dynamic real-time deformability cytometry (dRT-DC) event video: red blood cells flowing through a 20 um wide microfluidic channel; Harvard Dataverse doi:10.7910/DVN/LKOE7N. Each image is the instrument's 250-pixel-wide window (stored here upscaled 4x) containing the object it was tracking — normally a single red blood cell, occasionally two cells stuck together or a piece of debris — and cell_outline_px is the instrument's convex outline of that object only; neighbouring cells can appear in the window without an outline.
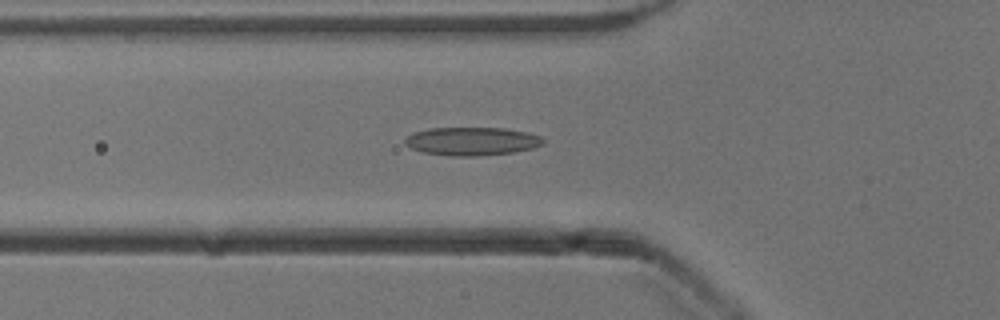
{"species": "common noctule bat (a hibernating species)", "species_latin": "Nyctalus noctula", "temperature_condition": "cold", "stored_images_in_passage": 52, "camera_frame_rate_fps": 3000, "um_per_image_px": 0.085, "animal": {"sex": "male", "body_mass_g": 13.3}, "frame": {"image": 1, "passage_image": 18, "time_ms": 5.667, "image_size_px": [1000, 320], "cell_outline_px": [[544, 144], [532, 148], [512, 152], [476, 156], [448, 156], [424, 152], [412, 148], [404, 144], [404, 140], [412, 132], [428, 128], [504, 128], [524, 132], [540, 136], [544, 140]], "centroid_in_image_um": [40.07, 12.0], "position_along_channel_um": 85.7, "area_um2": 22.66}}
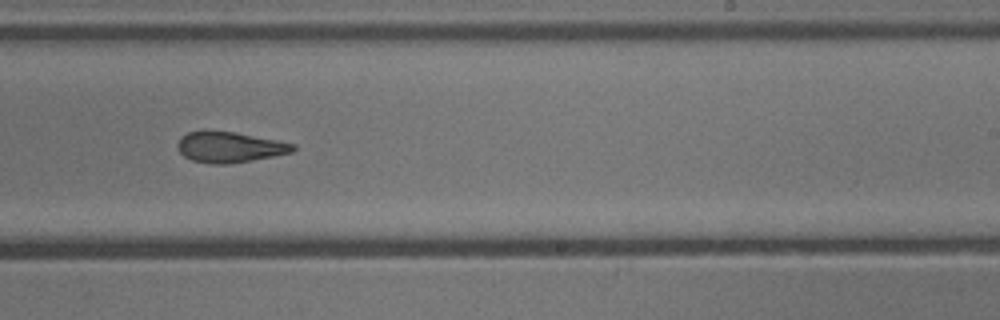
{"frame": {"image": 2, "passage_image": 32, "time_ms": 10.333, "image_size_px": [1000, 320], "cell_outline_px": [[296, 148], [292, 152], [272, 156], [228, 164], [212, 164], [192, 160], [184, 156], [180, 152], [176, 144], [180, 136], [188, 132], [236, 132], [296, 144]], "centroid_in_image_um": [19.51, 12.51], "position_along_channel_um": 269.5, "area_um2": 20.29}}
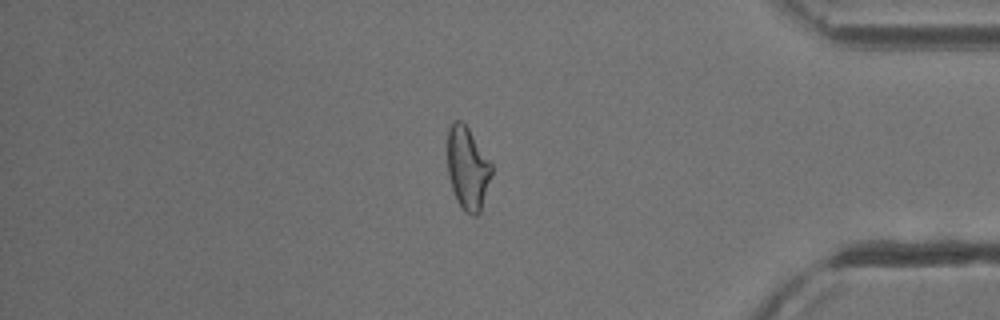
{"frame": {"image": 3, "passage_image": 44, "time_ms": 14.333, "image_size_px": [1000, 320], "cell_outline_px": [[492, 172], [480, 212], [476, 216], [472, 216], [464, 212], [456, 200], [448, 176], [448, 128], [452, 120], [460, 120], [468, 128], [492, 164]], "centroid_in_image_um": [39.73, 14.32], "position_along_channel_um": 395.5, "area_um2": 21.21}, "authors_computed_cell_mechanics": {"area_um2": 21.6461, "velocity_mm_per_s": 3.9236, "shape_relaxation_time_tau1_ms": null, "shape_relaxation_time_tau2_ms": 3.7237, "deformation_change_tau1": null, "deformation_change_tau2": 0.1318}}